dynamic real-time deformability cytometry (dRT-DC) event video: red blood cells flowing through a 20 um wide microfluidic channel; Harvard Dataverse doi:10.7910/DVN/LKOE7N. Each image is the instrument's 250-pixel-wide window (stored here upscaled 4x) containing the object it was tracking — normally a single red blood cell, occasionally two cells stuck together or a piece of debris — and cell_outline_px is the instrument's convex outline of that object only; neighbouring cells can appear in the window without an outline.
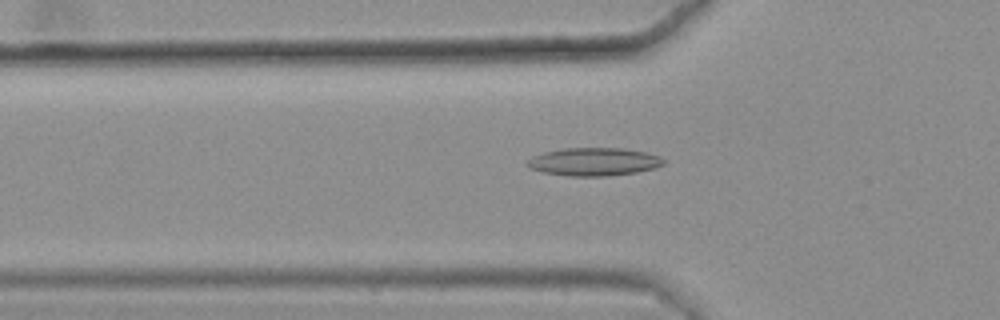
{"species": "common noctule bat (a hibernating species)", "species_latin": "Nyctalus noctula", "temperature_condition": "warm", "stored_images_in_passage": 49, "camera_frame_rate_fps": 3000, "um_per_image_px": 0.085, "animal": {"sex": "female", "body_mass_g": 25.1}, "frame": {"image": 1, "passage_image": 19, "time_ms": 6.0, "image_size_px": [1000, 320], "cell_outline_px": [[664, 164], [656, 168], [636, 172], [608, 176], [568, 176], [544, 172], [532, 168], [524, 164], [532, 156], [544, 152], [564, 148], [624, 148], [648, 152], [664, 160]], "centroid_in_image_um": [50.48, 13.74], "position_along_channel_um": 75.3, "area_um2": 22.25}}
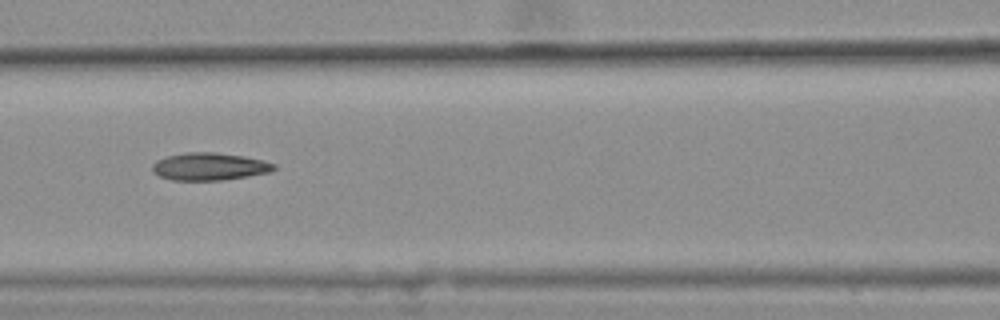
{"frame": {"image": 2, "passage_image": 25, "time_ms": 8.0, "image_size_px": [1000, 320], "cell_outline_px": [[276, 168], [272, 172], [248, 176], [220, 180], [172, 180], [160, 176], [152, 172], [152, 164], [156, 160], [168, 156], [188, 152], [216, 152], [244, 156], [264, 160], [276, 164]], "centroid_in_image_um": [17.82, 14.15], "position_along_channel_um": 148.8, "area_um2": 19.59}}
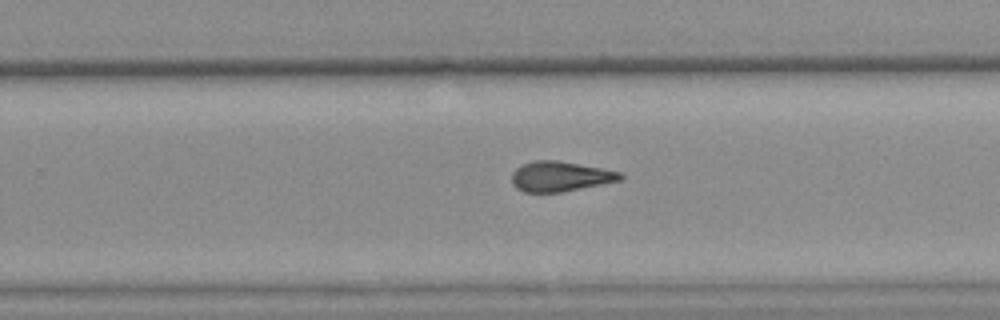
{"frame": {"image": 3, "passage_image": 36, "time_ms": 11.667, "image_size_px": [1000, 320], "cell_outline_px": [[624, 180], [560, 192], [524, 192], [516, 188], [512, 184], [512, 172], [516, 168], [524, 164], [536, 160], [556, 160], [624, 172]], "centroid_in_image_um": [47.66, 15.0], "position_along_channel_um": 282.1, "area_um2": 19.07}, "authors_computed_cell_mechanics": {"area_um2": 19.5364, "velocity_mm_per_s": 3.6451, "shape_relaxation_time_tau1_ms": null, "shape_relaxation_time_tau2_ms": 3.0615, "deformation_change_tau1": null, "deformation_change_tau2": 0.1289}}